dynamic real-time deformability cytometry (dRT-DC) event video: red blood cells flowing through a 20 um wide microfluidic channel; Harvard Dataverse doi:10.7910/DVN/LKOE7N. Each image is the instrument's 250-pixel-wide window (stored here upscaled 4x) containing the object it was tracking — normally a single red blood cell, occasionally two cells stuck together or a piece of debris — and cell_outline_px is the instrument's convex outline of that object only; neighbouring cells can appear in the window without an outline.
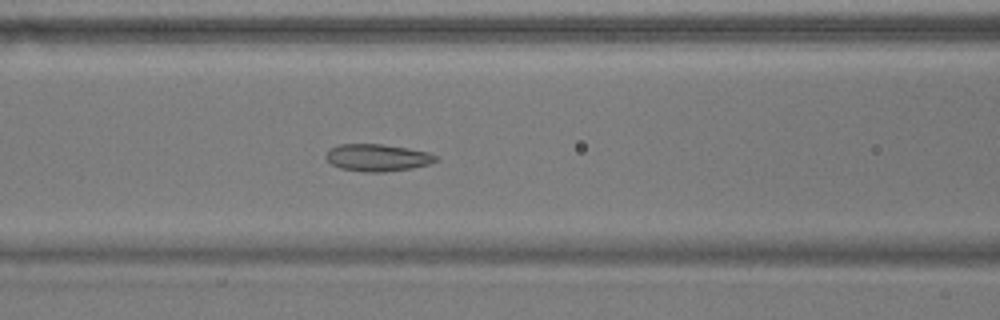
{"species": "common noctule bat (a hibernating species)", "species_latin": "Nyctalus noctula", "temperature_condition": "warm", "stored_images_in_passage": 37, "camera_frame_rate_fps": 3000, "um_per_image_px": 0.085, "animal": {"sex": "male", "body_mass_g": 17.9}, "frame": {"image": 1, "passage_image": 22, "time_ms": 7.0, "image_size_px": [1000, 320], "cell_outline_px": [[440, 160], [428, 164], [412, 168], [384, 172], [364, 172], [340, 168], [332, 164], [324, 156], [328, 148], [340, 144], [380, 144], [408, 148], [428, 152], [440, 156]], "centroid_in_image_um": [32.09, 13.39], "position_along_channel_um": 134.5, "area_um2": 17.57}}